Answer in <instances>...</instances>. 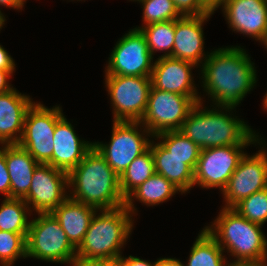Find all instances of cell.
Masks as SVG:
<instances>
[{"instance_id":"30bf717a","label":"cell","mask_w":267,"mask_h":266,"mask_svg":"<svg viewBox=\"0 0 267 266\" xmlns=\"http://www.w3.org/2000/svg\"><path fill=\"white\" fill-rule=\"evenodd\" d=\"M196 103L189 97L151 86L146 112L140 123L152 134L180 130Z\"/></svg>"},{"instance_id":"5b68a950","label":"cell","mask_w":267,"mask_h":266,"mask_svg":"<svg viewBox=\"0 0 267 266\" xmlns=\"http://www.w3.org/2000/svg\"><path fill=\"white\" fill-rule=\"evenodd\" d=\"M95 212L89 228L79 247L76 257L96 259H119L133 229L132 214L121 206L115 209H101Z\"/></svg>"},{"instance_id":"9a60e30c","label":"cell","mask_w":267,"mask_h":266,"mask_svg":"<svg viewBox=\"0 0 267 266\" xmlns=\"http://www.w3.org/2000/svg\"><path fill=\"white\" fill-rule=\"evenodd\" d=\"M195 64L173 57H159L154 62L151 73V86L166 92L189 96L195 103L201 102L194 87L192 69Z\"/></svg>"},{"instance_id":"8fae6325","label":"cell","mask_w":267,"mask_h":266,"mask_svg":"<svg viewBox=\"0 0 267 266\" xmlns=\"http://www.w3.org/2000/svg\"><path fill=\"white\" fill-rule=\"evenodd\" d=\"M145 36L140 29L133 28L117 41L105 75L150 77L154 64Z\"/></svg>"},{"instance_id":"d590c367","label":"cell","mask_w":267,"mask_h":266,"mask_svg":"<svg viewBox=\"0 0 267 266\" xmlns=\"http://www.w3.org/2000/svg\"><path fill=\"white\" fill-rule=\"evenodd\" d=\"M0 69L15 70V63L8 52L0 45Z\"/></svg>"},{"instance_id":"ffe728a7","label":"cell","mask_w":267,"mask_h":266,"mask_svg":"<svg viewBox=\"0 0 267 266\" xmlns=\"http://www.w3.org/2000/svg\"><path fill=\"white\" fill-rule=\"evenodd\" d=\"M99 210L68 197L51 214L61 224L68 240L77 249L89 228L91 219Z\"/></svg>"},{"instance_id":"f35d334b","label":"cell","mask_w":267,"mask_h":266,"mask_svg":"<svg viewBox=\"0 0 267 266\" xmlns=\"http://www.w3.org/2000/svg\"><path fill=\"white\" fill-rule=\"evenodd\" d=\"M155 266H185L180 260L175 258H160L156 260Z\"/></svg>"},{"instance_id":"d4e9b609","label":"cell","mask_w":267,"mask_h":266,"mask_svg":"<svg viewBox=\"0 0 267 266\" xmlns=\"http://www.w3.org/2000/svg\"><path fill=\"white\" fill-rule=\"evenodd\" d=\"M31 212L21 198H5L0 207V230L13 233H28L30 221L27 214Z\"/></svg>"},{"instance_id":"6da1fadb","label":"cell","mask_w":267,"mask_h":266,"mask_svg":"<svg viewBox=\"0 0 267 266\" xmlns=\"http://www.w3.org/2000/svg\"><path fill=\"white\" fill-rule=\"evenodd\" d=\"M240 46L219 48L209 53L200 66L205 92L217 107H236L254 88L256 69Z\"/></svg>"},{"instance_id":"f1b7e54d","label":"cell","mask_w":267,"mask_h":266,"mask_svg":"<svg viewBox=\"0 0 267 266\" xmlns=\"http://www.w3.org/2000/svg\"><path fill=\"white\" fill-rule=\"evenodd\" d=\"M232 209L250 222L263 226L267 221V187L241 200Z\"/></svg>"},{"instance_id":"277c9868","label":"cell","mask_w":267,"mask_h":266,"mask_svg":"<svg viewBox=\"0 0 267 266\" xmlns=\"http://www.w3.org/2000/svg\"><path fill=\"white\" fill-rule=\"evenodd\" d=\"M205 230L223 251L236 258L235 262H266L267 239L260 224L250 222L232 208H224Z\"/></svg>"},{"instance_id":"b9f144b4","label":"cell","mask_w":267,"mask_h":266,"mask_svg":"<svg viewBox=\"0 0 267 266\" xmlns=\"http://www.w3.org/2000/svg\"><path fill=\"white\" fill-rule=\"evenodd\" d=\"M260 42H262L264 46L267 48V29H266L263 39Z\"/></svg>"},{"instance_id":"52a82bcc","label":"cell","mask_w":267,"mask_h":266,"mask_svg":"<svg viewBox=\"0 0 267 266\" xmlns=\"http://www.w3.org/2000/svg\"><path fill=\"white\" fill-rule=\"evenodd\" d=\"M141 125L140 122L113 121L109 144L93 142L94 148L119 177L135 158L149 149L151 140L146 136L152 134ZM139 126L144 128L143 134L140 133Z\"/></svg>"},{"instance_id":"836d02e7","label":"cell","mask_w":267,"mask_h":266,"mask_svg":"<svg viewBox=\"0 0 267 266\" xmlns=\"http://www.w3.org/2000/svg\"><path fill=\"white\" fill-rule=\"evenodd\" d=\"M71 266H119L118 259H96L76 257Z\"/></svg>"},{"instance_id":"603a6c76","label":"cell","mask_w":267,"mask_h":266,"mask_svg":"<svg viewBox=\"0 0 267 266\" xmlns=\"http://www.w3.org/2000/svg\"><path fill=\"white\" fill-rule=\"evenodd\" d=\"M178 191L181 192L173 183L168 181L161 174L155 173L125 198L124 206L131 214H135L134 211L137 209L133 204L134 199L147 206H155L166 202Z\"/></svg>"},{"instance_id":"ab89813d","label":"cell","mask_w":267,"mask_h":266,"mask_svg":"<svg viewBox=\"0 0 267 266\" xmlns=\"http://www.w3.org/2000/svg\"><path fill=\"white\" fill-rule=\"evenodd\" d=\"M267 262H235L226 263L225 266H267Z\"/></svg>"},{"instance_id":"4fadbf2b","label":"cell","mask_w":267,"mask_h":266,"mask_svg":"<svg viewBox=\"0 0 267 266\" xmlns=\"http://www.w3.org/2000/svg\"><path fill=\"white\" fill-rule=\"evenodd\" d=\"M262 149L240 160L236 170L222 190L224 208H233L241 200L267 187V152Z\"/></svg>"},{"instance_id":"8992f818","label":"cell","mask_w":267,"mask_h":266,"mask_svg":"<svg viewBox=\"0 0 267 266\" xmlns=\"http://www.w3.org/2000/svg\"><path fill=\"white\" fill-rule=\"evenodd\" d=\"M26 241V257L63 264L76 258V248L51 213H38L30 221Z\"/></svg>"},{"instance_id":"7a4b0ae2","label":"cell","mask_w":267,"mask_h":266,"mask_svg":"<svg viewBox=\"0 0 267 266\" xmlns=\"http://www.w3.org/2000/svg\"><path fill=\"white\" fill-rule=\"evenodd\" d=\"M202 103L201 101L194 105L179 130L201 150L229 145L260 144L261 139H258V135L245 124L246 122L236 116L232 117L230 111L235 107L218 106L217 109L215 106V109L210 110L206 106L202 107Z\"/></svg>"},{"instance_id":"9c48e42d","label":"cell","mask_w":267,"mask_h":266,"mask_svg":"<svg viewBox=\"0 0 267 266\" xmlns=\"http://www.w3.org/2000/svg\"><path fill=\"white\" fill-rule=\"evenodd\" d=\"M105 85L113 106V121L140 122L147 109L151 78L105 75Z\"/></svg>"},{"instance_id":"60d3db41","label":"cell","mask_w":267,"mask_h":266,"mask_svg":"<svg viewBox=\"0 0 267 266\" xmlns=\"http://www.w3.org/2000/svg\"><path fill=\"white\" fill-rule=\"evenodd\" d=\"M213 12L217 10L219 6L222 5V3L225 0H202Z\"/></svg>"},{"instance_id":"7402d4cb","label":"cell","mask_w":267,"mask_h":266,"mask_svg":"<svg viewBox=\"0 0 267 266\" xmlns=\"http://www.w3.org/2000/svg\"><path fill=\"white\" fill-rule=\"evenodd\" d=\"M154 144L152 140L149 148L153 156L155 172L173 183L182 194L189 191L194 186V171L184 159L172 155L159 142Z\"/></svg>"},{"instance_id":"ee69618b","label":"cell","mask_w":267,"mask_h":266,"mask_svg":"<svg viewBox=\"0 0 267 266\" xmlns=\"http://www.w3.org/2000/svg\"><path fill=\"white\" fill-rule=\"evenodd\" d=\"M5 23L0 19V29L3 27Z\"/></svg>"},{"instance_id":"e0dca14e","label":"cell","mask_w":267,"mask_h":266,"mask_svg":"<svg viewBox=\"0 0 267 266\" xmlns=\"http://www.w3.org/2000/svg\"><path fill=\"white\" fill-rule=\"evenodd\" d=\"M211 15H187L175 20V41L170 57L189 61L199 67L203 64L209 54L206 56L204 51L202 25Z\"/></svg>"},{"instance_id":"8d00e7d4","label":"cell","mask_w":267,"mask_h":266,"mask_svg":"<svg viewBox=\"0 0 267 266\" xmlns=\"http://www.w3.org/2000/svg\"><path fill=\"white\" fill-rule=\"evenodd\" d=\"M14 70H1L0 69V94H4L14 89L9 85V78L13 74Z\"/></svg>"},{"instance_id":"d6a6232c","label":"cell","mask_w":267,"mask_h":266,"mask_svg":"<svg viewBox=\"0 0 267 266\" xmlns=\"http://www.w3.org/2000/svg\"><path fill=\"white\" fill-rule=\"evenodd\" d=\"M0 193L5 198H11L10 175L5 161V144L0 147Z\"/></svg>"},{"instance_id":"5bb4252c","label":"cell","mask_w":267,"mask_h":266,"mask_svg":"<svg viewBox=\"0 0 267 266\" xmlns=\"http://www.w3.org/2000/svg\"><path fill=\"white\" fill-rule=\"evenodd\" d=\"M68 173L49 164H39L34 170L28 194L23 198L36 213H51L69 195Z\"/></svg>"},{"instance_id":"7bdbcfd3","label":"cell","mask_w":267,"mask_h":266,"mask_svg":"<svg viewBox=\"0 0 267 266\" xmlns=\"http://www.w3.org/2000/svg\"><path fill=\"white\" fill-rule=\"evenodd\" d=\"M263 107H264V109L267 110V92H266L264 99H263Z\"/></svg>"},{"instance_id":"4dcf8cb0","label":"cell","mask_w":267,"mask_h":266,"mask_svg":"<svg viewBox=\"0 0 267 266\" xmlns=\"http://www.w3.org/2000/svg\"><path fill=\"white\" fill-rule=\"evenodd\" d=\"M143 5V22L148 25L164 21H172L183 15L172 0H133Z\"/></svg>"},{"instance_id":"4316f807","label":"cell","mask_w":267,"mask_h":266,"mask_svg":"<svg viewBox=\"0 0 267 266\" xmlns=\"http://www.w3.org/2000/svg\"><path fill=\"white\" fill-rule=\"evenodd\" d=\"M154 160L149 148L126 168L120 176V188L126 198L134 189L155 174Z\"/></svg>"},{"instance_id":"74e56055","label":"cell","mask_w":267,"mask_h":266,"mask_svg":"<svg viewBox=\"0 0 267 266\" xmlns=\"http://www.w3.org/2000/svg\"><path fill=\"white\" fill-rule=\"evenodd\" d=\"M25 2H26V0H0V5L19 10V9H22L24 7ZM0 19L3 22L6 21L4 15L1 12V9H0Z\"/></svg>"},{"instance_id":"ac0fdd59","label":"cell","mask_w":267,"mask_h":266,"mask_svg":"<svg viewBox=\"0 0 267 266\" xmlns=\"http://www.w3.org/2000/svg\"><path fill=\"white\" fill-rule=\"evenodd\" d=\"M51 166L69 173L94 147V143L80 140L72 124L63 115L56 123Z\"/></svg>"},{"instance_id":"d6986e66","label":"cell","mask_w":267,"mask_h":266,"mask_svg":"<svg viewBox=\"0 0 267 266\" xmlns=\"http://www.w3.org/2000/svg\"><path fill=\"white\" fill-rule=\"evenodd\" d=\"M29 97L15 88L0 94V144L19 143L26 113L34 103Z\"/></svg>"},{"instance_id":"e575fe53","label":"cell","mask_w":267,"mask_h":266,"mask_svg":"<svg viewBox=\"0 0 267 266\" xmlns=\"http://www.w3.org/2000/svg\"><path fill=\"white\" fill-rule=\"evenodd\" d=\"M119 266H155L156 261L151 263L150 261L140 259L139 257L129 256L128 258L120 257L118 259Z\"/></svg>"},{"instance_id":"ba28073f","label":"cell","mask_w":267,"mask_h":266,"mask_svg":"<svg viewBox=\"0 0 267 266\" xmlns=\"http://www.w3.org/2000/svg\"><path fill=\"white\" fill-rule=\"evenodd\" d=\"M62 116L61 107L47 108L40 102H34L26 113L23 134L18 144L39 164L51 165L55 126Z\"/></svg>"},{"instance_id":"7c38bea8","label":"cell","mask_w":267,"mask_h":266,"mask_svg":"<svg viewBox=\"0 0 267 266\" xmlns=\"http://www.w3.org/2000/svg\"><path fill=\"white\" fill-rule=\"evenodd\" d=\"M248 145H229L203 149L194 170V185L201 188L226 187L230 177L245 155Z\"/></svg>"},{"instance_id":"2e32d148","label":"cell","mask_w":267,"mask_h":266,"mask_svg":"<svg viewBox=\"0 0 267 266\" xmlns=\"http://www.w3.org/2000/svg\"><path fill=\"white\" fill-rule=\"evenodd\" d=\"M221 8L229 27L240 34L262 40L267 29L265 0H225Z\"/></svg>"},{"instance_id":"83f0119b","label":"cell","mask_w":267,"mask_h":266,"mask_svg":"<svg viewBox=\"0 0 267 266\" xmlns=\"http://www.w3.org/2000/svg\"><path fill=\"white\" fill-rule=\"evenodd\" d=\"M136 29H140L145 36L148 49L152 56L157 51H164V54L160 57H169L172 55L175 41V20L151 23L142 27H136Z\"/></svg>"},{"instance_id":"44dd1931","label":"cell","mask_w":267,"mask_h":266,"mask_svg":"<svg viewBox=\"0 0 267 266\" xmlns=\"http://www.w3.org/2000/svg\"><path fill=\"white\" fill-rule=\"evenodd\" d=\"M5 161L10 175L11 198L23 199L39 163L19 144H5Z\"/></svg>"},{"instance_id":"cb8c5ba5","label":"cell","mask_w":267,"mask_h":266,"mask_svg":"<svg viewBox=\"0 0 267 266\" xmlns=\"http://www.w3.org/2000/svg\"><path fill=\"white\" fill-rule=\"evenodd\" d=\"M225 251L203 228L190 250L186 266H225L229 261L223 256Z\"/></svg>"},{"instance_id":"3957f363","label":"cell","mask_w":267,"mask_h":266,"mask_svg":"<svg viewBox=\"0 0 267 266\" xmlns=\"http://www.w3.org/2000/svg\"><path fill=\"white\" fill-rule=\"evenodd\" d=\"M68 187H73L72 200L91 205L98 210L125 205L120 177L105 158L93 147L83 160L68 173Z\"/></svg>"},{"instance_id":"484cf974","label":"cell","mask_w":267,"mask_h":266,"mask_svg":"<svg viewBox=\"0 0 267 266\" xmlns=\"http://www.w3.org/2000/svg\"><path fill=\"white\" fill-rule=\"evenodd\" d=\"M162 139L159 143L172 155L184 159L194 171L200 156L201 148L181 131H166L155 136Z\"/></svg>"},{"instance_id":"1f68e13d","label":"cell","mask_w":267,"mask_h":266,"mask_svg":"<svg viewBox=\"0 0 267 266\" xmlns=\"http://www.w3.org/2000/svg\"><path fill=\"white\" fill-rule=\"evenodd\" d=\"M183 15L213 14L214 12L202 0H172Z\"/></svg>"},{"instance_id":"f546056e","label":"cell","mask_w":267,"mask_h":266,"mask_svg":"<svg viewBox=\"0 0 267 266\" xmlns=\"http://www.w3.org/2000/svg\"><path fill=\"white\" fill-rule=\"evenodd\" d=\"M28 233H13L0 230V263L2 266H13L19 257H26Z\"/></svg>"}]
</instances>
